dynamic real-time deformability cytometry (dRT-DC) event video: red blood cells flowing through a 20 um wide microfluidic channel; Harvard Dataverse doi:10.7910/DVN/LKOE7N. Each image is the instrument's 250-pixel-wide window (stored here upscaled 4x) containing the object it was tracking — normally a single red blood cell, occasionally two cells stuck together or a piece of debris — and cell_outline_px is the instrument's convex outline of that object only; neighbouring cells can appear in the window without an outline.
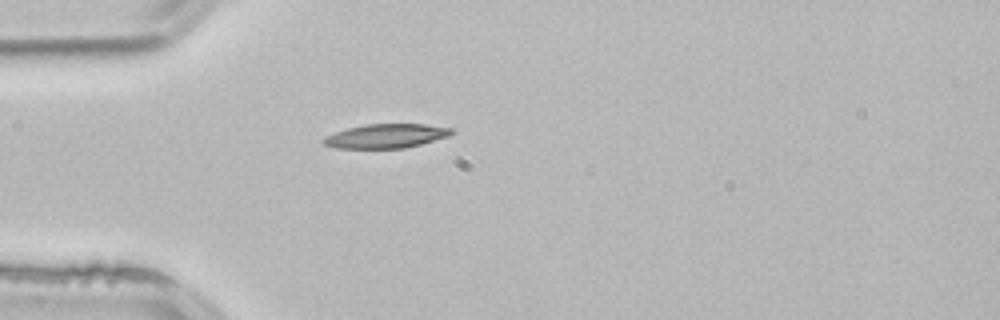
{"species": "common noctule bat (a hibernating species)", "species_latin": "Nyctalus noctula", "temperature_condition": "room temperature", "stored_images_in_passage": 5, "camera_frame_rate_fps": 3000, "um_per_image_px": 0.085, "animal": {"sex": "male", "body_mass_g": 21.5, "forearm_length_mm": 52.0}, "frame": {"image": 1, "passage_image": 5, "time_ms": 1.333, "image_size_px": [1000, 320], "cell_outline_px": [[452, 136], [404, 148], [336, 148], [324, 144], [320, 140], [324, 136], [348, 128], [364, 124], [424, 124], [452, 128]], "centroid_in_image_um": [32.81, 11.56], "position_along_channel_um": 52.2, "area_um2": 18.03}}